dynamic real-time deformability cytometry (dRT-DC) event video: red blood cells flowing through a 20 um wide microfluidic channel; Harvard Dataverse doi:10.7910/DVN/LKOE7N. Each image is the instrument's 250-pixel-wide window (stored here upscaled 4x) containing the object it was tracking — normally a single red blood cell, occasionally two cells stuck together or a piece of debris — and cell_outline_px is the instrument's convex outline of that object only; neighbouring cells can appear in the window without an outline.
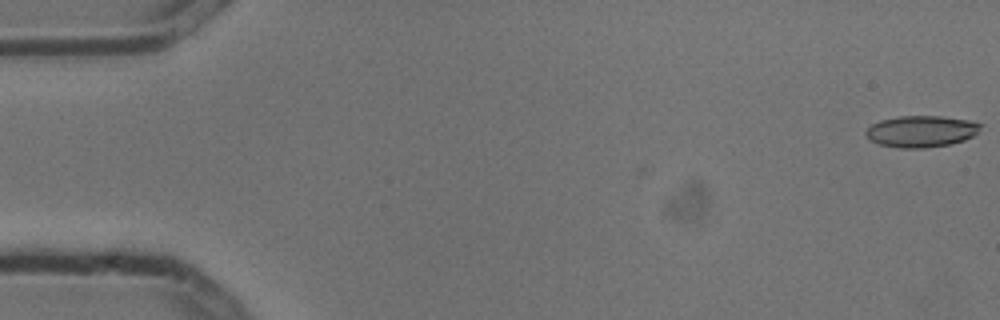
{"species": "common noctule bat (a hibernating species)", "species_latin": "Nyctalus noctula", "temperature_condition": "cold", "stored_images_in_passage": 9, "camera_frame_rate_fps": 3000, "um_per_image_px": 0.085, "animal": {"sex": "male", "body_mass_g": 13.3}, "frame": {"image": 1, "passage_image": 1, "time_ms": 0.0, "image_size_px": [1000, 320], "cell_outline_px": [[984, 124], [972, 136], [964, 140], [952, 144], [924, 148], [900, 148], [880, 144], [872, 140], [864, 132], [872, 124], [880, 120], [900, 116], [940, 116], [968, 120]], "centroid_in_image_um": [78.32, 11.16], "position_along_channel_um": 6.7, "area_um2": 20.92}}
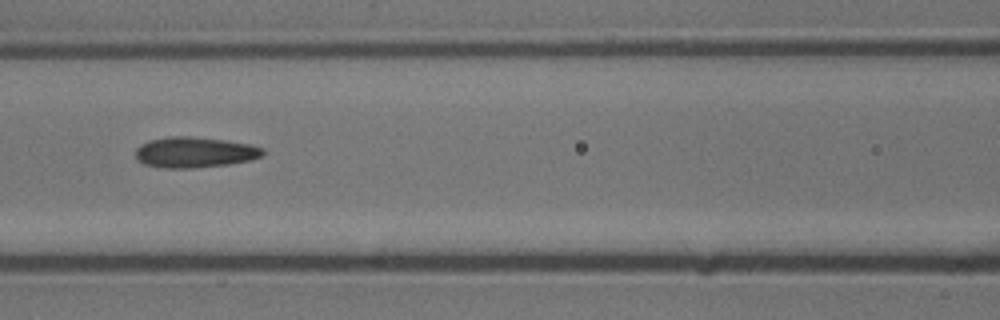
{"frame": {"image": 2, "passage_image": 7, "time_ms": 2.0, "image_size_px": [1000, 320], "cell_outline_px": [[264, 152], [260, 156], [248, 160], [228, 164], [192, 168], [164, 168], [144, 164], [136, 160], [136, 148], [140, 144], [148, 140], [168, 136], [192, 136], [224, 140], [248, 144], [264, 148]], "centroid_in_image_um": [16.48, 12.94], "position_along_channel_um": 150.1, "area_um2": 22.72}}
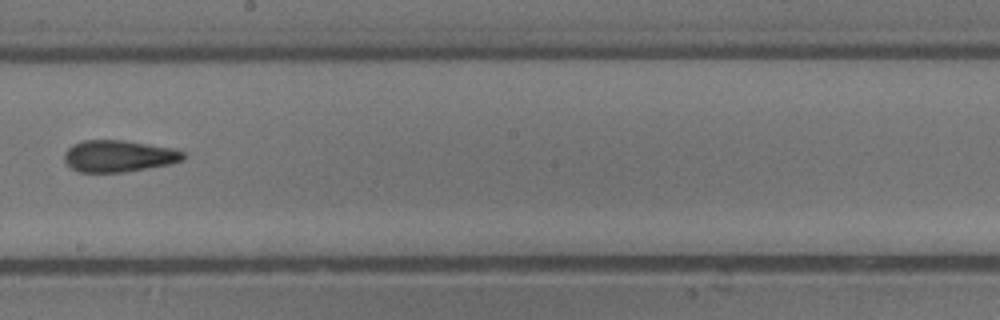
{"frame": {"image": 3, "passage_image": 9, "time_ms": 2.667, "image_size_px": [1000, 320], "cell_outline_px": [[184, 160], [168, 164], [124, 172], [80, 172], [72, 168], [64, 160], [64, 152], [72, 144], [84, 140], [124, 140], [176, 148], [184, 152]], "centroid_in_image_um": [10.09, 13.25], "position_along_channel_um": 238.1, "area_um2": 22.02}}